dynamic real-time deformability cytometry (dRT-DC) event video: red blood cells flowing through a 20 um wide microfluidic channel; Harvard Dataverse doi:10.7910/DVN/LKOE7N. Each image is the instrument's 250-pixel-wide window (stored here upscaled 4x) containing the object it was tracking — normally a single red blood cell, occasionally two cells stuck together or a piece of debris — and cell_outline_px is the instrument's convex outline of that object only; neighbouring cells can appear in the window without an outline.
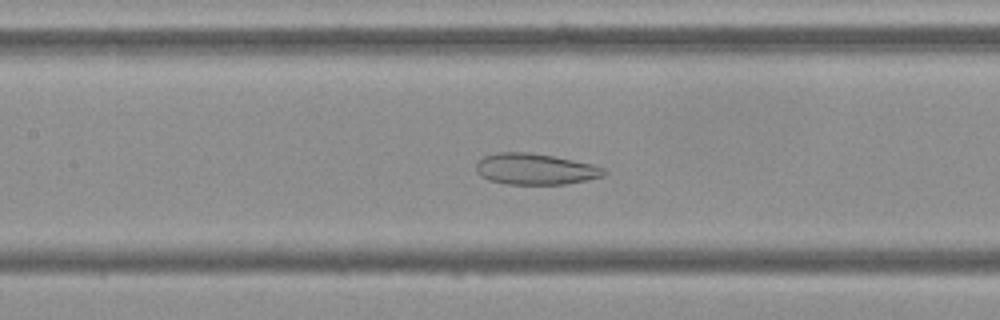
{"species": "Egyptian fruit bat (a non-hibernating species)", "species_latin": "Rousettus aegyptiacus", "temperature_condition": "cold", "stored_images_in_passage": 52, "camera_frame_rate_fps": 3000, "um_per_image_px": 0.085, "frame": {"image": 1, "passage_image": 22, "time_ms": 7.0, "image_size_px": [1000, 320], "cell_outline_px": [[608, 172], [604, 176], [588, 180], [564, 184], [504, 184], [488, 180], [480, 176], [476, 172], [476, 164], [484, 156], [496, 152], [528, 152], [552, 156], [592, 164], [604, 168]], "centroid_in_image_um": [45.48, 14.38], "position_along_channel_um": 161.9, "area_um2": 23.29}}
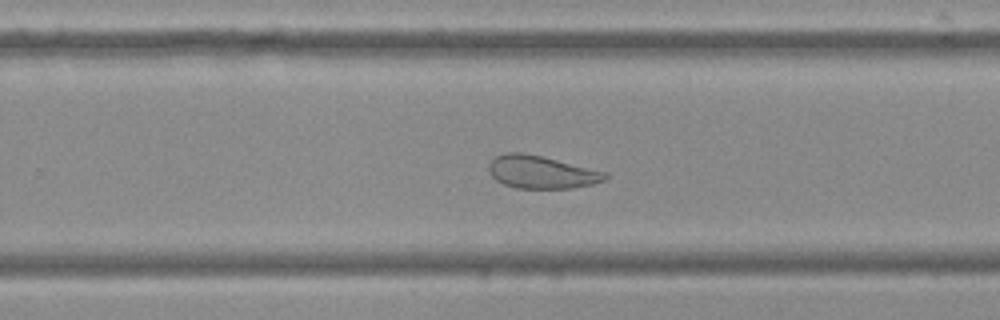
{"frame": {"image": 2, "passage_image": 32, "time_ms": 10.333, "image_size_px": [1000, 320], "cell_outline_px": [[608, 176], [604, 180], [592, 184], [572, 188], [516, 188], [504, 184], [496, 180], [492, 176], [488, 168], [488, 164], [496, 156], [508, 152], [520, 152], [540, 156], [608, 172]], "centroid_in_image_um": [46.01, 14.63], "position_along_channel_um": 283.8, "area_um2": 22.02}}
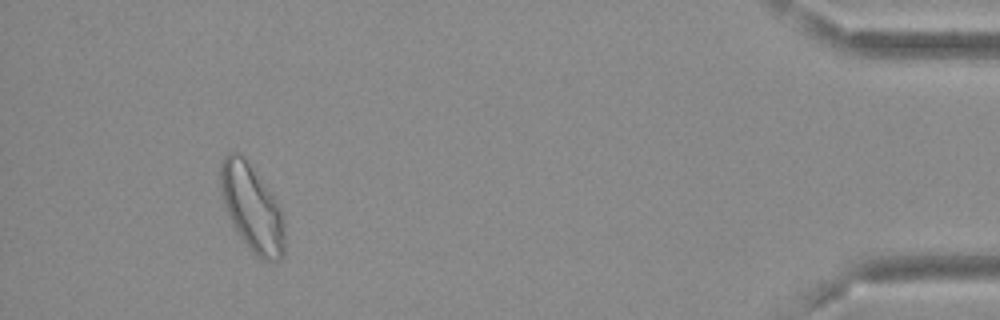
{"frame": {"image": 3, "passage_image": 48, "time_ms": 15.667, "image_size_px": [1000, 320], "cell_outline_px": [[284, 252], [276, 260], [260, 260], [248, 248], [240, 236], [228, 212], [224, 200], [220, 184], [220, 164], [224, 156], [228, 152], [240, 152], [244, 156], [272, 192], [280, 208], [284, 220]], "centroid_in_image_um": [21.43, 17.63], "position_along_channel_um": 413.8, "area_um2": 32.14}, "authors_computed_cell_mechanics": {"area_um2": 29.2468, "velocity_mm_per_s": 3.6659, "shape_relaxation_time_tau1_ms": null, "shape_relaxation_time_tau2_ms": 1.9282, "deformation_change_tau1": null, "deformation_change_tau2": 0.0935}}